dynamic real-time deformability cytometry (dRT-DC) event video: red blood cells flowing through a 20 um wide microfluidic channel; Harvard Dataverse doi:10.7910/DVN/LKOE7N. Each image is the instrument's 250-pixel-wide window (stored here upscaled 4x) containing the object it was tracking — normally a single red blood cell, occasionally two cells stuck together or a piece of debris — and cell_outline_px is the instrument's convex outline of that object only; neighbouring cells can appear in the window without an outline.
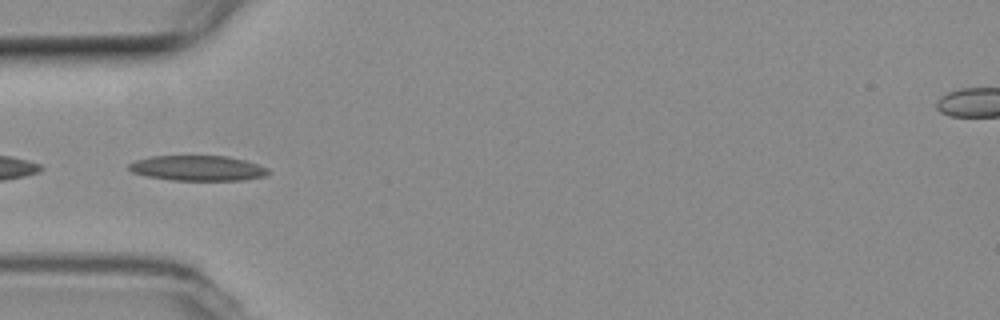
{"species": "common noctule bat (a hibernating species)", "species_latin": "Nyctalus noctula", "temperature_condition": "room temperature", "stored_images_in_passage": 53, "camera_frame_rate_fps": 3000, "um_per_image_px": 0.085, "animal": {"sex": "female", "body_mass_g": 19.3, "forearm_length_mm": 54.1}, "frame": {"image": 1, "passage_image": 16, "time_ms": 5.0, "image_size_px": [1000, 320], "cell_outline_px": [[272, 172], [264, 176], [244, 180], [172, 180], [144, 176], [132, 172], [128, 168], [128, 164], [136, 160], [152, 156], [228, 156], [244, 160], [268, 168]], "centroid_in_image_um": [16.8, 14.29], "position_along_channel_um": 68.2, "area_um2": 20.52}}
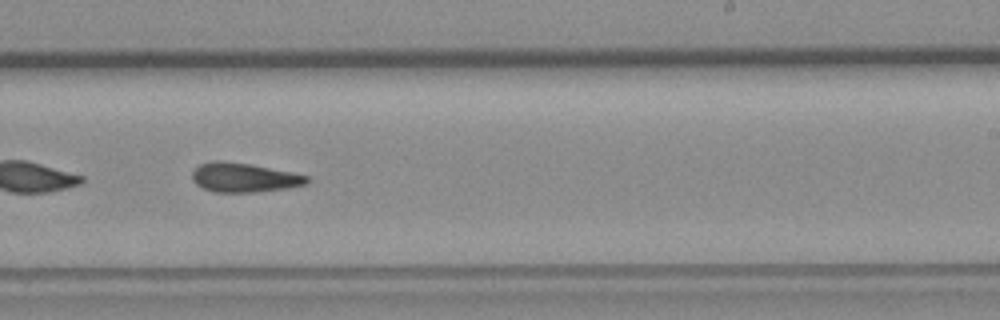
{"frame": {"image": 2, "passage_image": 32, "time_ms": 10.333, "image_size_px": [1000, 320], "cell_outline_px": [[308, 184], [288, 188], [256, 192], [212, 192], [196, 184], [192, 180], [192, 172], [200, 164], [212, 160], [220, 160], [252, 164], [292, 172], [308, 176]], "centroid_in_image_um": [20.74, 15.08], "position_along_channel_um": 268.3, "area_um2": 19.71}}
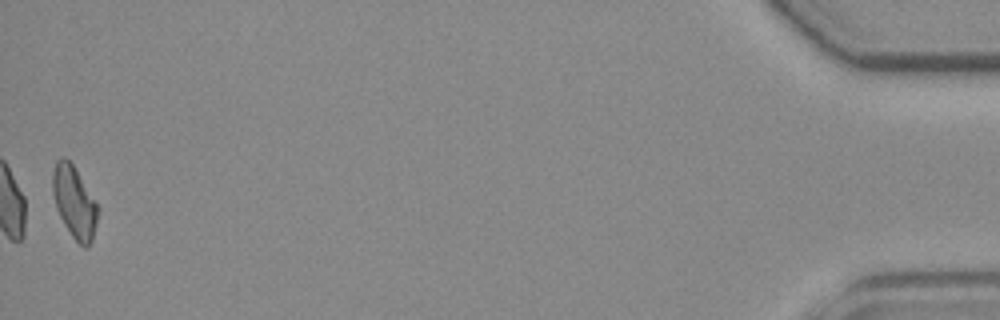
{"frame": {"image": 3, "passage_image": 53, "time_ms": 17.333, "image_size_px": [1000, 320], "cell_outline_px": [[100, 208], [92, 240], [88, 248], [84, 248], [72, 236], [64, 224], [56, 208], [52, 192], [52, 172], [56, 160], [64, 156], [72, 164], [96, 200]], "centroid_in_image_um": [6.33, 17.18], "position_along_channel_um": 428.9, "area_um2": 19.07}, "authors_computed_cell_mechanics": {"area_um2": 19.652, "velocity_mm_per_s": 3.7506, "shape_relaxation_time_tau1_ms": null, "shape_relaxation_time_tau2_ms": 5.2029, "deformation_change_tau1": null, "deformation_change_tau2": 0.1445}}